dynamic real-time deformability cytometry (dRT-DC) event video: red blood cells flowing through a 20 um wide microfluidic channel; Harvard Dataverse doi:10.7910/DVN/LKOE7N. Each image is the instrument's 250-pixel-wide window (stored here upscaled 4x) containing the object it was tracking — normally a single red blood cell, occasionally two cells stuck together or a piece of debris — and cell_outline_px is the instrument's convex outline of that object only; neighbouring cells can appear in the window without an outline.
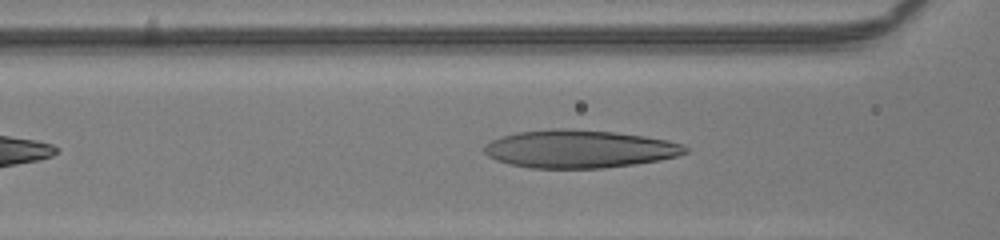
{"species": "human", "species_latin": "Homo sapiens", "temperature_condition": "room temperature", "stored_images_in_passage": 24, "camera_frame_rate_fps": 3000, "um_per_image_px": 0.085, "donor": {"sex": "male"}, "frame": {"image": 1, "passage_image": 4, "time_ms": 1.0, "image_size_px": [1000, 240], "cell_outline_px": [[688, 152], [676, 156], [660, 160], [604, 168], [532, 168], [508, 164], [496, 160], [488, 156], [484, 152], [484, 144], [500, 136], [516, 132], [548, 128], [568, 128], [616, 132], [644, 136], [668, 140], [680, 144], [688, 148]], "centroid_in_image_um": [49.2, 12.65], "position_along_channel_um": 117.4, "area_um2": 44.68}}
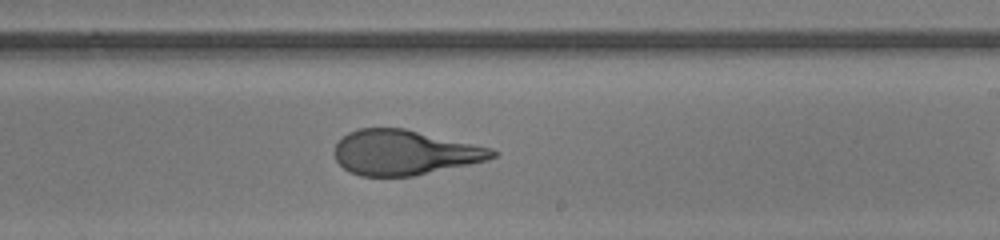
{"frame": {"image": 2, "passage_image": 14, "time_ms": 4.333, "image_size_px": [1000, 240], "cell_outline_px": [[496, 156], [488, 160], [412, 176], [360, 176], [348, 172], [336, 160], [332, 152], [336, 144], [348, 132], [360, 128], [404, 128], [492, 148], [496, 152]], "centroid_in_image_um": [34.34, 12.96], "position_along_channel_um": 254.7, "area_um2": 41.21}}
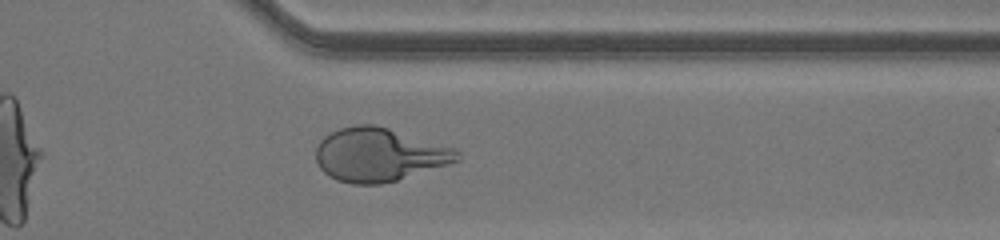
{"frame": {"image": 3, "passage_image": 23, "time_ms": 7.333, "image_size_px": [1000, 240], "cell_outline_px": [[460, 160], [448, 164], [396, 180], [380, 184], [352, 184], [336, 180], [328, 176], [320, 168], [316, 160], [316, 148], [320, 140], [328, 132], [340, 128], [356, 124], [372, 124], [388, 128], [456, 148], [460, 152]], "centroid_in_image_um": [32.19, 13.14], "position_along_channel_um": 379.2, "area_um2": 44.04}}